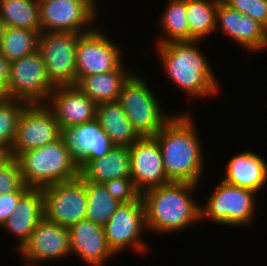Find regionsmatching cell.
Returning <instances> with one entry per match:
<instances>
[{
    "instance_id": "obj_3",
    "label": "cell",
    "mask_w": 267,
    "mask_h": 266,
    "mask_svg": "<svg viewBox=\"0 0 267 266\" xmlns=\"http://www.w3.org/2000/svg\"><path fill=\"white\" fill-rule=\"evenodd\" d=\"M202 41L169 42L156 45L164 74L173 85L178 86L187 96L208 97L219 90V83L212 72L206 55L199 48Z\"/></svg>"
},
{
    "instance_id": "obj_28",
    "label": "cell",
    "mask_w": 267,
    "mask_h": 266,
    "mask_svg": "<svg viewBox=\"0 0 267 266\" xmlns=\"http://www.w3.org/2000/svg\"><path fill=\"white\" fill-rule=\"evenodd\" d=\"M86 196L85 219L103 227L122 204L108 193L103 183L86 181Z\"/></svg>"
},
{
    "instance_id": "obj_15",
    "label": "cell",
    "mask_w": 267,
    "mask_h": 266,
    "mask_svg": "<svg viewBox=\"0 0 267 266\" xmlns=\"http://www.w3.org/2000/svg\"><path fill=\"white\" fill-rule=\"evenodd\" d=\"M69 230L43 217L19 251L21 260L42 263L71 255Z\"/></svg>"
},
{
    "instance_id": "obj_17",
    "label": "cell",
    "mask_w": 267,
    "mask_h": 266,
    "mask_svg": "<svg viewBox=\"0 0 267 266\" xmlns=\"http://www.w3.org/2000/svg\"><path fill=\"white\" fill-rule=\"evenodd\" d=\"M228 35L235 43L248 51L267 49V29L253 18L243 15L228 6L223 0L216 9L215 31L218 29Z\"/></svg>"
},
{
    "instance_id": "obj_18",
    "label": "cell",
    "mask_w": 267,
    "mask_h": 266,
    "mask_svg": "<svg viewBox=\"0 0 267 266\" xmlns=\"http://www.w3.org/2000/svg\"><path fill=\"white\" fill-rule=\"evenodd\" d=\"M71 253L89 266H104L116 254L109 247L104 228L84 219L68 228Z\"/></svg>"
},
{
    "instance_id": "obj_35",
    "label": "cell",
    "mask_w": 267,
    "mask_h": 266,
    "mask_svg": "<svg viewBox=\"0 0 267 266\" xmlns=\"http://www.w3.org/2000/svg\"><path fill=\"white\" fill-rule=\"evenodd\" d=\"M9 62L0 52V97H7Z\"/></svg>"
},
{
    "instance_id": "obj_2",
    "label": "cell",
    "mask_w": 267,
    "mask_h": 266,
    "mask_svg": "<svg viewBox=\"0 0 267 266\" xmlns=\"http://www.w3.org/2000/svg\"><path fill=\"white\" fill-rule=\"evenodd\" d=\"M197 186L189 182L171 181L143 192L141 198L147 230L161 234L181 232L200 221L201 204L192 198Z\"/></svg>"
},
{
    "instance_id": "obj_23",
    "label": "cell",
    "mask_w": 267,
    "mask_h": 266,
    "mask_svg": "<svg viewBox=\"0 0 267 266\" xmlns=\"http://www.w3.org/2000/svg\"><path fill=\"white\" fill-rule=\"evenodd\" d=\"M123 63L117 70L82 77L75 85L97 105L118 101L123 84L133 74Z\"/></svg>"
},
{
    "instance_id": "obj_21",
    "label": "cell",
    "mask_w": 267,
    "mask_h": 266,
    "mask_svg": "<svg viewBox=\"0 0 267 266\" xmlns=\"http://www.w3.org/2000/svg\"><path fill=\"white\" fill-rule=\"evenodd\" d=\"M65 134L79 168L88 160L105 156L114 146L97 120L72 127Z\"/></svg>"
},
{
    "instance_id": "obj_6",
    "label": "cell",
    "mask_w": 267,
    "mask_h": 266,
    "mask_svg": "<svg viewBox=\"0 0 267 266\" xmlns=\"http://www.w3.org/2000/svg\"><path fill=\"white\" fill-rule=\"evenodd\" d=\"M257 196L258 193L252 190L221 180L204 206H200V219H210V222L221 226L243 227L254 220Z\"/></svg>"
},
{
    "instance_id": "obj_20",
    "label": "cell",
    "mask_w": 267,
    "mask_h": 266,
    "mask_svg": "<svg viewBox=\"0 0 267 266\" xmlns=\"http://www.w3.org/2000/svg\"><path fill=\"white\" fill-rule=\"evenodd\" d=\"M224 182L256 193L267 182V162L252 151L240 152L228 160Z\"/></svg>"
},
{
    "instance_id": "obj_36",
    "label": "cell",
    "mask_w": 267,
    "mask_h": 266,
    "mask_svg": "<svg viewBox=\"0 0 267 266\" xmlns=\"http://www.w3.org/2000/svg\"><path fill=\"white\" fill-rule=\"evenodd\" d=\"M10 158L11 157L8 152L0 150V167L5 164Z\"/></svg>"
},
{
    "instance_id": "obj_4",
    "label": "cell",
    "mask_w": 267,
    "mask_h": 266,
    "mask_svg": "<svg viewBox=\"0 0 267 266\" xmlns=\"http://www.w3.org/2000/svg\"><path fill=\"white\" fill-rule=\"evenodd\" d=\"M16 160L29 188L42 189L79 177L78 162L66 134L41 148L21 153Z\"/></svg>"
},
{
    "instance_id": "obj_27",
    "label": "cell",
    "mask_w": 267,
    "mask_h": 266,
    "mask_svg": "<svg viewBox=\"0 0 267 266\" xmlns=\"http://www.w3.org/2000/svg\"><path fill=\"white\" fill-rule=\"evenodd\" d=\"M220 0H186V17L191 41H203L215 31L216 9Z\"/></svg>"
},
{
    "instance_id": "obj_11",
    "label": "cell",
    "mask_w": 267,
    "mask_h": 266,
    "mask_svg": "<svg viewBox=\"0 0 267 266\" xmlns=\"http://www.w3.org/2000/svg\"><path fill=\"white\" fill-rule=\"evenodd\" d=\"M81 34L41 32L37 50L45 63L46 74L56 85L76 84V44Z\"/></svg>"
},
{
    "instance_id": "obj_9",
    "label": "cell",
    "mask_w": 267,
    "mask_h": 266,
    "mask_svg": "<svg viewBox=\"0 0 267 266\" xmlns=\"http://www.w3.org/2000/svg\"><path fill=\"white\" fill-rule=\"evenodd\" d=\"M64 134L55 115L45 103L27 104L18 120L10 157L16 159L21 153L41 148Z\"/></svg>"
},
{
    "instance_id": "obj_25",
    "label": "cell",
    "mask_w": 267,
    "mask_h": 266,
    "mask_svg": "<svg viewBox=\"0 0 267 266\" xmlns=\"http://www.w3.org/2000/svg\"><path fill=\"white\" fill-rule=\"evenodd\" d=\"M0 18L5 26L41 33L38 0H0Z\"/></svg>"
},
{
    "instance_id": "obj_37",
    "label": "cell",
    "mask_w": 267,
    "mask_h": 266,
    "mask_svg": "<svg viewBox=\"0 0 267 266\" xmlns=\"http://www.w3.org/2000/svg\"><path fill=\"white\" fill-rule=\"evenodd\" d=\"M4 29H5L4 21L0 18V42L3 36Z\"/></svg>"
},
{
    "instance_id": "obj_31",
    "label": "cell",
    "mask_w": 267,
    "mask_h": 266,
    "mask_svg": "<svg viewBox=\"0 0 267 266\" xmlns=\"http://www.w3.org/2000/svg\"><path fill=\"white\" fill-rule=\"evenodd\" d=\"M28 189L23 182L19 163L15 158H10L0 167V194Z\"/></svg>"
},
{
    "instance_id": "obj_5",
    "label": "cell",
    "mask_w": 267,
    "mask_h": 266,
    "mask_svg": "<svg viewBox=\"0 0 267 266\" xmlns=\"http://www.w3.org/2000/svg\"><path fill=\"white\" fill-rule=\"evenodd\" d=\"M146 82L133 71L123 84L118 102L140 137H154L174 114L164 112Z\"/></svg>"
},
{
    "instance_id": "obj_33",
    "label": "cell",
    "mask_w": 267,
    "mask_h": 266,
    "mask_svg": "<svg viewBox=\"0 0 267 266\" xmlns=\"http://www.w3.org/2000/svg\"><path fill=\"white\" fill-rule=\"evenodd\" d=\"M228 6L258 21L267 29V0H223Z\"/></svg>"
},
{
    "instance_id": "obj_1",
    "label": "cell",
    "mask_w": 267,
    "mask_h": 266,
    "mask_svg": "<svg viewBox=\"0 0 267 266\" xmlns=\"http://www.w3.org/2000/svg\"><path fill=\"white\" fill-rule=\"evenodd\" d=\"M185 113V114H183ZM174 115L154 136L157 140L165 174L173 182L198 185L203 178L204 155L192 113Z\"/></svg>"
},
{
    "instance_id": "obj_7",
    "label": "cell",
    "mask_w": 267,
    "mask_h": 266,
    "mask_svg": "<svg viewBox=\"0 0 267 266\" xmlns=\"http://www.w3.org/2000/svg\"><path fill=\"white\" fill-rule=\"evenodd\" d=\"M96 0H38L41 32L85 34L97 25ZM98 8V9H97ZM92 25V26H90Z\"/></svg>"
},
{
    "instance_id": "obj_24",
    "label": "cell",
    "mask_w": 267,
    "mask_h": 266,
    "mask_svg": "<svg viewBox=\"0 0 267 266\" xmlns=\"http://www.w3.org/2000/svg\"><path fill=\"white\" fill-rule=\"evenodd\" d=\"M96 120L113 145L130 147L140 138L118 101L98 104Z\"/></svg>"
},
{
    "instance_id": "obj_29",
    "label": "cell",
    "mask_w": 267,
    "mask_h": 266,
    "mask_svg": "<svg viewBox=\"0 0 267 266\" xmlns=\"http://www.w3.org/2000/svg\"><path fill=\"white\" fill-rule=\"evenodd\" d=\"M39 34L36 31L5 26L0 42V52L13 62L34 53L38 48Z\"/></svg>"
},
{
    "instance_id": "obj_30",
    "label": "cell",
    "mask_w": 267,
    "mask_h": 266,
    "mask_svg": "<svg viewBox=\"0 0 267 266\" xmlns=\"http://www.w3.org/2000/svg\"><path fill=\"white\" fill-rule=\"evenodd\" d=\"M27 104L20 99L0 97V150L11 153L18 120Z\"/></svg>"
},
{
    "instance_id": "obj_22",
    "label": "cell",
    "mask_w": 267,
    "mask_h": 266,
    "mask_svg": "<svg viewBox=\"0 0 267 266\" xmlns=\"http://www.w3.org/2000/svg\"><path fill=\"white\" fill-rule=\"evenodd\" d=\"M79 176L84 181L96 183L130 177L129 147L114 145L105 156L86 161L79 168Z\"/></svg>"
},
{
    "instance_id": "obj_13",
    "label": "cell",
    "mask_w": 267,
    "mask_h": 266,
    "mask_svg": "<svg viewBox=\"0 0 267 266\" xmlns=\"http://www.w3.org/2000/svg\"><path fill=\"white\" fill-rule=\"evenodd\" d=\"M103 228L107 243L116 255L128 248L139 254L149 249L145 240L141 238L147 229L142 198L121 204Z\"/></svg>"
},
{
    "instance_id": "obj_38",
    "label": "cell",
    "mask_w": 267,
    "mask_h": 266,
    "mask_svg": "<svg viewBox=\"0 0 267 266\" xmlns=\"http://www.w3.org/2000/svg\"><path fill=\"white\" fill-rule=\"evenodd\" d=\"M25 266H43L41 265L42 263H36V262H29V261H26L24 262Z\"/></svg>"
},
{
    "instance_id": "obj_10",
    "label": "cell",
    "mask_w": 267,
    "mask_h": 266,
    "mask_svg": "<svg viewBox=\"0 0 267 266\" xmlns=\"http://www.w3.org/2000/svg\"><path fill=\"white\" fill-rule=\"evenodd\" d=\"M44 217L66 228L85 219L86 181L80 176L41 189Z\"/></svg>"
},
{
    "instance_id": "obj_26",
    "label": "cell",
    "mask_w": 267,
    "mask_h": 266,
    "mask_svg": "<svg viewBox=\"0 0 267 266\" xmlns=\"http://www.w3.org/2000/svg\"><path fill=\"white\" fill-rule=\"evenodd\" d=\"M160 17L163 36L156 45L169 42L191 41L186 17V0H170ZM165 35V36H164Z\"/></svg>"
},
{
    "instance_id": "obj_8",
    "label": "cell",
    "mask_w": 267,
    "mask_h": 266,
    "mask_svg": "<svg viewBox=\"0 0 267 266\" xmlns=\"http://www.w3.org/2000/svg\"><path fill=\"white\" fill-rule=\"evenodd\" d=\"M54 89L38 50L9 63L7 98L20 99L28 104L46 103Z\"/></svg>"
},
{
    "instance_id": "obj_16",
    "label": "cell",
    "mask_w": 267,
    "mask_h": 266,
    "mask_svg": "<svg viewBox=\"0 0 267 266\" xmlns=\"http://www.w3.org/2000/svg\"><path fill=\"white\" fill-rule=\"evenodd\" d=\"M45 104L64 133L72 127L96 120L97 104L76 85H56Z\"/></svg>"
},
{
    "instance_id": "obj_12",
    "label": "cell",
    "mask_w": 267,
    "mask_h": 266,
    "mask_svg": "<svg viewBox=\"0 0 267 266\" xmlns=\"http://www.w3.org/2000/svg\"><path fill=\"white\" fill-rule=\"evenodd\" d=\"M121 52L98 27L81 34L76 44V83L84 76L117 70L123 64Z\"/></svg>"
},
{
    "instance_id": "obj_14",
    "label": "cell",
    "mask_w": 267,
    "mask_h": 266,
    "mask_svg": "<svg viewBox=\"0 0 267 266\" xmlns=\"http://www.w3.org/2000/svg\"><path fill=\"white\" fill-rule=\"evenodd\" d=\"M130 177L143 192L171 182L166 174L162 153L154 137H140L129 147Z\"/></svg>"
},
{
    "instance_id": "obj_19",
    "label": "cell",
    "mask_w": 267,
    "mask_h": 266,
    "mask_svg": "<svg viewBox=\"0 0 267 266\" xmlns=\"http://www.w3.org/2000/svg\"><path fill=\"white\" fill-rule=\"evenodd\" d=\"M44 217L43 194L40 188H29L19 199L14 212L1 225L4 232L13 234L19 252L29 241L34 228Z\"/></svg>"
},
{
    "instance_id": "obj_34",
    "label": "cell",
    "mask_w": 267,
    "mask_h": 266,
    "mask_svg": "<svg viewBox=\"0 0 267 266\" xmlns=\"http://www.w3.org/2000/svg\"><path fill=\"white\" fill-rule=\"evenodd\" d=\"M26 191H15L5 194H0V227L7 218L14 212L17 207L20 197Z\"/></svg>"
},
{
    "instance_id": "obj_32",
    "label": "cell",
    "mask_w": 267,
    "mask_h": 266,
    "mask_svg": "<svg viewBox=\"0 0 267 266\" xmlns=\"http://www.w3.org/2000/svg\"><path fill=\"white\" fill-rule=\"evenodd\" d=\"M108 193L122 204L131 203L141 198L131 177H120L103 183Z\"/></svg>"
}]
</instances>
